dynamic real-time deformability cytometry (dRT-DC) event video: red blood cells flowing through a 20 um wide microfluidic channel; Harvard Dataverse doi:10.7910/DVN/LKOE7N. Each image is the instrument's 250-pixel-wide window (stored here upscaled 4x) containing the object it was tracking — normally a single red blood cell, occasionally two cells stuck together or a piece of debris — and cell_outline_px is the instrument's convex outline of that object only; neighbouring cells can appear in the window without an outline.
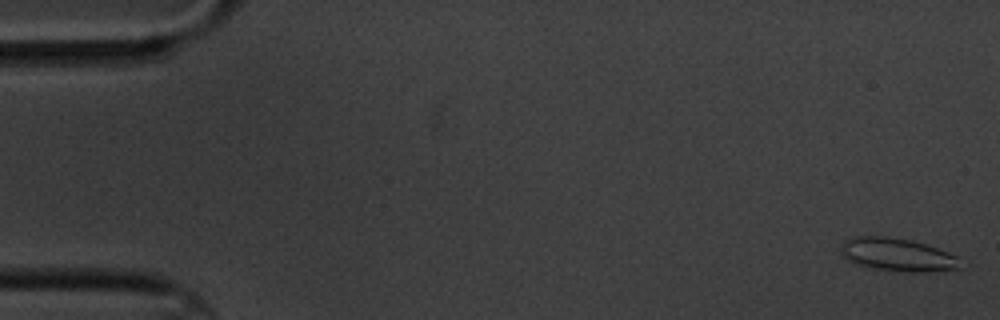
{"species": "common noctule bat (a hibernating species)", "species_latin": "Nyctalus noctula", "temperature_condition": "cold", "stored_images_in_passage": 5, "camera_frame_rate_fps": 3000, "um_per_image_px": 0.085, "animal": {"sex": "male", "body_mass_g": 20.1, "forearm_length_mm": 53.5}, "frame": {"image": 1, "passage_image": 1, "time_ms": 0.0, "image_size_px": [1000, 320], "cell_outline_px": [[960, 268], [940, 272], [904, 272], [872, 268], [856, 264], [848, 260], [840, 252], [840, 248], [844, 240], [852, 236], [884, 236], [912, 240], [948, 252], [956, 256]], "centroid_in_image_um": [76.25, 21.65], "position_along_channel_um": 8.8, "area_um2": 23.12}}
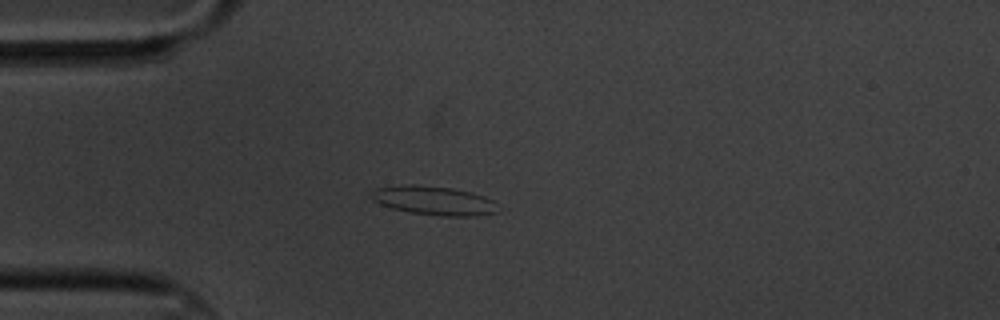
{"frame": {"image": 2, "passage_image": 5, "time_ms": 4.667, "image_size_px": [1000, 320], "cell_outline_px": [[496, 212], [476, 216], [440, 216], [412, 212], [392, 208], [380, 204], [372, 200], [372, 192], [376, 188], [400, 184], [416, 184], [452, 188], [472, 192], [484, 196], [492, 200]], "centroid_in_image_um": [36.83, 17.03], "position_along_channel_um": 48.2, "area_um2": 21.21}}